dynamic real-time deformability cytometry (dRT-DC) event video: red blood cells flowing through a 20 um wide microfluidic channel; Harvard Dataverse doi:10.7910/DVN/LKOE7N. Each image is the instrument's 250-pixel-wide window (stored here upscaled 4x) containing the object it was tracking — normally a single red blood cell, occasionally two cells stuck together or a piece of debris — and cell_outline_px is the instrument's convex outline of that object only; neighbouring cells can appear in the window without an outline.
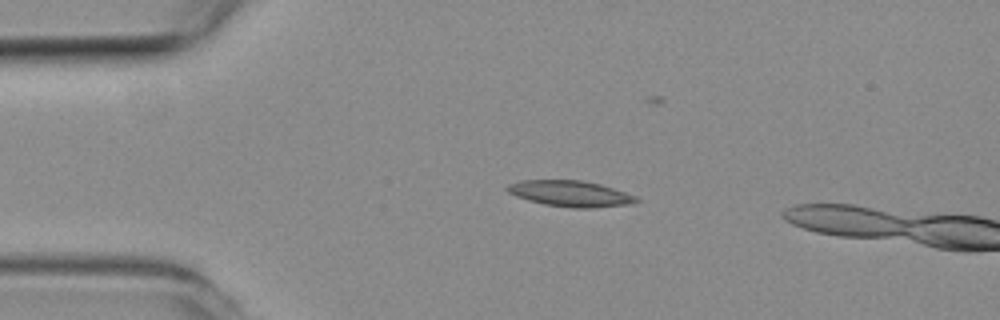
{"species": "common noctule bat (a hibernating species)", "species_latin": "Nyctalus noctula", "temperature_condition": "room temperature", "stored_images_in_passage": 13, "camera_frame_rate_fps": 3000, "um_per_image_px": 0.085, "animal": {"sex": "female", "body_mass_g": 19.3, "forearm_length_mm": 54.1}, "frame": {"image": 1, "passage_image": 10, "time_ms": 3.0, "image_size_px": [1000, 320], "cell_outline_px": [[640, 200], [628, 204], [592, 208], [572, 208], [544, 204], [528, 200], [516, 196], [508, 192], [504, 188], [508, 184], [520, 180], [584, 180], [600, 184], [636, 196]], "centroid_in_image_um": [48.44, 16.45], "position_along_channel_um": 36.6, "area_um2": 19.48}}